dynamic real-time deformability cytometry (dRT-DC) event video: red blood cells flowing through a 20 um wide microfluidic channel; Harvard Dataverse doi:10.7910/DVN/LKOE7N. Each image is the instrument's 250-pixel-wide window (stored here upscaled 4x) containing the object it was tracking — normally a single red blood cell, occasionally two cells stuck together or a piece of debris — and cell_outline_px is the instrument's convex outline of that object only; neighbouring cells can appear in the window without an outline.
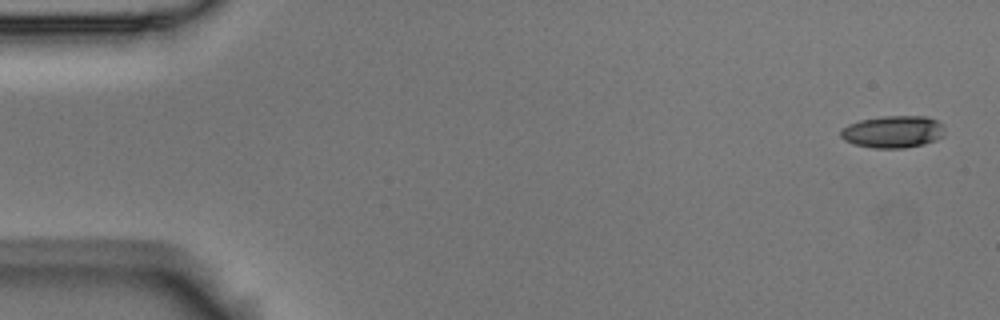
{"species": "Egyptian fruit bat (a non-hibernating species)", "species_latin": "Rousettus aegyptiacus", "temperature_condition": "room temperature", "stored_images_in_passage": 5, "camera_frame_rate_fps": 3000, "um_per_image_px": 0.085, "animal": {"sex": "male"}, "frame": {"image": 1, "passage_image": 1, "time_ms": 0.0, "image_size_px": [1000, 320], "cell_outline_px": [[944, 136], [936, 140], [924, 144], [904, 148], [876, 148], [856, 144], [844, 140], [840, 136], [840, 128], [848, 124], [860, 120], [884, 116], [928, 116], [944, 124]], "centroid_in_image_um": [75.93, 11.19], "position_along_channel_um": 9.1, "area_um2": 19.65}}
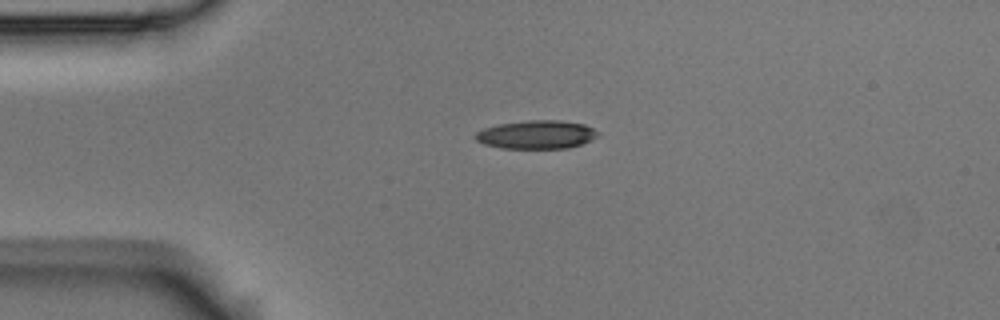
{"frame": {"image": 2, "passage_image": 4, "time_ms": 1.0, "image_size_px": [1000, 320], "cell_outline_px": [[600, 136], [592, 140], [568, 148], [500, 148], [484, 144], [476, 140], [472, 136], [476, 132], [484, 128], [496, 124], [528, 120], [560, 120], [584, 124], [600, 132]], "centroid_in_image_um": [45.6, 11.43], "position_along_channel_um": 39.4, "area_um2": 20.52}}